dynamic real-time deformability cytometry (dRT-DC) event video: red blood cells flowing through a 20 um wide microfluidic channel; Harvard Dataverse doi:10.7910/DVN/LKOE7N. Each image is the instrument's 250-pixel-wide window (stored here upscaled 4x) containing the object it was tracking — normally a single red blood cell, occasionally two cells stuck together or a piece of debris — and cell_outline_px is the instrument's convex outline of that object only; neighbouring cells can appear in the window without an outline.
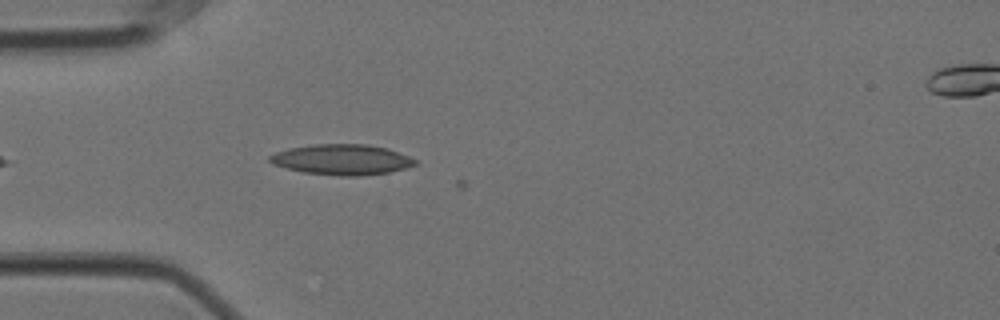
{"species": "Egyptian fruit bat (a non-hibernating species)", "species_latin": "Rousettus aegyptiacus", "temperature_condition": "cold", "stored_images_in_passage": 4, "camera_frame_rate_fps": 3000, "um_per_image_px": 0.085, "animal": {"sex": "female"}, "frame": {"image": 1, "passage_image": 2, "time_ms": 0.333, "image_size_px": [1000, 320], "cell_outline_px": [[420, 164], [388, 172], [360, 176], [340, 176], [304, 172], [272, 164], [268, 160], [268, 156], [276, 152], [288, 148], [316, 144], [368, 144], [388, 148], [408, 156], [416, 160]], "centroid_in_image_um": [29.07, 13.56], "position_along_channel_um": 55.9, "area_um2": 25.84}}